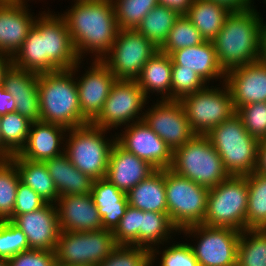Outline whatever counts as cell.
<instances>
[{
  "mask_svg": "<svg viewBox=\"0 0 266 266\" xmlns=\"http://www.w3.org/2000/svg\"><path fill=\"white\" fill-rule=\"evenodd\" d=\"M72 1L71 7L60 15L67 24L78 58L83 60L87 54H93L90 55L93 60H102L111 50L119 29L112 1Z\"/></svg>",
  "mask_w": 266,
  "mask_h": 266,
  "instance_id": "1",
  "label": "cell"
},
{
  "mask_svg": "<svg viewBox=\"0 0 266 266\" xmlns=\"http://www.w3.org/2000/svg\"><path fill=\"white\" fill-rule=\"evenodd\" d=\"M255 7L231 12L212 41L219 66L225 73L259 59L261 32L266 21Z\"/></svg>",
  "mask_w": 266,
  "mask_h": 266,
  "instance_id": "2",
  "label": "cell"
},
{
  "mask_svg": "<svg viewBox=\"0 0 266 266\" xmlns=\"http://www.w3.org/2000/svg\"><path fill=\"white\" fill-rule=\"evenodd\" d=\"M38 93L40 121L67 130L89 124L82 116L75 74L71 69L39 74Z\"/></svg>",
  "mask_w": 266,
  "mask_h": 266,
  "instance_id": "3",
  "label": "cell"
},
{
  "mask_svg": "<svg viewBox=\"0 0 266 266\" xmlns=\"http://www.w3.org/2000/svg\"><path fill=\"white\" fill-rule=\"evenodd\" d=\"M207 136L229 175L246 176L255 172L259 140L247 132L236 113Z\"/></svg>",
  "mask_w": 266,
  "mask_h": 266,
  "instance_id": "4",
  "label": "cell"
},
{
  "mask_svg": "<svg viewBox=\"0 0 266 266\" xmlns=\"http://www.w3.org/2000/svg\"><path fill=\"white\" fill-rule=\"evenodd\" d=\"M109 132L89 123L66 133L64 153L78 170L93 180L106 177L109 155L116 142L115 134L107 137Z\"/></svg>",
  "mask_w": 266,
  "mask_h": 266,
  "instance_id": "5",
  "label": "cell"
},
{
  "mask_svg": "<svg viewBox=\"0 0 266 266\" xmlns=\"http://www.w3.org/2000/svg\"><path fill=\"white\" fill-rule=\"evenodd\" d=\"M170 169L208 189L230 176L208 136L200 134L173 151Z\"/></svg>",
  "mask_w": 266,
  "mask_h": 266,
  "instance_id": "6",
  "label": "cell"
},
{
  "mask_svg": "<svg viewBox=\"0 0 266 266\" xmlns=\"http://www.w3.org/2000/svg\"><path fill=\"white\" fill-rule=\"evenodd\" d=\"M247 208V175H230L209 189L203 224L212 227H229L242 232L246 230Z\"/></svg>",
  "mask_w": 266,
  "mask_h": 266,
  "instance_id": "7",
  "label": "cell"
},
{
  "mask_svg": "<svg viewBox=\"0 0 266 266\" xmlns=\"http://www.w3.org/2000/svg\"><path fill=\"white\" fill-rule=\"evenodd\" d=\"M167 213L173 225L181 231L203 224L209 189L165 169Z\"/></svg>",
  "mask_w": 266,
  "mask_h": 266,
  "instance_id": "8",
  "label": "cell"
},
{
  "mask_svg": "<svg viewBox=\"0 0 266 266\" xmlns=\"http://www.w3.org/2000/svg\"><path fill=\"white\" fill-rule=\"evenodd\" d=\"M179 101L195 134L207 135L236 113L230 90L225 82L215 87L208 84L204 89L187 94Z\"/></svg>",
  "mask_w": 266,
  "mask_h": 266,
  "instance_id": "9",
  "label": "cell"
},
{
  "mask_svg": "<svg viewBox=\"0 0 266 266\" xmlns=\"http://www.w3.org/2000/svg\"><path fill=\"white\" fill-rule=\"evenodd\" d=\"M118 246L111 230L61 231L55 249L56 264L97 266Z\"/></svg>",
  "mask_w": 266,
  "mask_h": 266,
  "instance_id": "10",
  "label": "cell"
},
{
  "mask_svg": "<svg viewBox=\"0 0 266 266\" xmlns=\"http://www.w3.org/2000/svg\"><path fill=\"white\" fill-rule=\"evenodd\" d=\"M187 238L199 266H236L240 231L229 227L192 225L180 231ZM189 236V237H188ZM193 244V245H192Z\"/></svg>",
  "mask_w": 266,
  "mask_h": 266,
  "instance_id": "11",
  "label": "cell"
},
{
  "mask_svg": "<svg viewBox=\"0 0 266 266\" xmlns=\"http://www.w3.org/2000/svg\"><path fill=\"white\" fill-rule=\"evenodd\" d=\"M148 103L149 99L136 80H116L102 110L91 124L110 131L118 130L117 127L142 121Z\"/></svg>",
  "mask_w": 266,
  "mask_h": 266,
  "instance_id": "12",
  "label": "cell"
},
{
  "mask_svg": "<svg viewBox=\"0 0 266 266\" xmlns=\"http://www.w3.org/2000/svg\"><path fill=\"white\" fill-rule=\"evenodd\" d=\"M159 48L136 29H118L109 53L102 59L117 80H136Z\"/></svg>",
  "mask_w": 266,
  "mask_h": 266,
  "instance_id": "13",
  "label": "cell"
},
{
  "mask_svg": "<svg viewBox=\"0 0 266 266\" xmlns=\"http://www.w3.org/2000/svg\"><path fill=\"white\" fill-rule=\"evenodd\" d=\"M50 9L39 12L34 26L42 35L43 73L72 69L80 60L64 18Z\"/></svg>",
  "mask_w": 266,
  "mask_h": 266,
  "instance_id": "14",
  "label": "cell"
},
{
  "mask_svg": "<svg viewBox=\"0 0 266 266\" xmlns=\"http://www.w3.org/2000/svg\"><path fill=\"white\" fill-rule=\"evenodd\" d=\"M90 61V67L78 77L79 67L84 64L79 60L71 69L75 75L82 116L91 123L100 113L117 78L102 60ZM83 62V63H82ZM77 72V73H76Z\"/></svg>",
  "mask_w": 266,
  "mask_h": 266,
  "instance_id": "15",
  "label": "cell"
},
{
  "mask_svg": "<svg viewBox=\"0 0 266 266\" xmlns=\"http://www.w3.org/2000/svg\"><path fill=\"white\" fill-rule=\"evenodd\" d=\"M148 106L143 121L174 151L189 141L195 133L179 100H159Z\"/></svg>",
  "mask_w": 266,
  "mask_h": 266,
  "instance_id": "16",
  "label": "cell"
},
{
  "mask_svg": "<svg viewBox=\"0 0 266 266\" xmlns=\"http://www.w3.org/2000/svg\"><path fill=\"white\" fill-rule=\"evenodd\" d=\"M119 130V134L115 132L116 142L126 151L145 160L155 169L171 167L173 151L143 120Z\"/></svg>",
  "mask_w": 266,
  "mask_h": 266,
  "instance_id": "17",
  "label": "cell"
},
{
  "mask_svg": "<svg viewBox=\"0 0 266 266\" xmlns=\"http://www.w3.org/2000/svg\"><path fill=\"white\" fill-rule=\"evenodd\" d=\"M11 222L26 235L29 249L55 251L61 232L55 204L46 203L36 211L18 215Z\"/></svg>",
  "mask_w": 266,
  "mask_h": 266,
  "instance_id": "18",
  "label": "cell"
},
{
  "mask_svg": "<svg viewBox=\"0 0 266 266\" xmlns=\"http://www.w3.org/2000/svg\"><path fill=\"white\" fill-rule=\"evenodd\" d=\"M235 111L244 105L266 102V65L259 61L231 69L225 74Z\"/></svg>",
  "mask_w": 266,
  "mask_h": 266,
  "instance_id": "19",
  "label": "cell"
},
{
  "mask_svg": "<svg viewBox=\"0 0 266 266\" xmlns=\"http://www.w3.org/2000/svg\"><path fill=\"white\" fill-rule=\"evenodd\" d=\"M27 2L0 3V53L13 57L33 27L36 17Z\"/></svg>",
  "mask_w": 266,
  "mask_h": 266,
  "instance_id": "20",
  "label": "cell"
},
{
  "mask_svg": "<svg viewBox=\"0 0 266 266\" xmlns=\"http://www.w3.org/2000/svg\"><path fill=\"white\" fill-rule=\"evenodd\" d=\"M55 205L60 231L88 232L102 229V218L91 194L59 196Z\"/></svg>",
  "mask_w": 266,
  "mask_h": 266,
  "instance_id": "21",
  "label": "cell"
},
{
  "mask_svg": "<svg viewBox=\"0 0 266 266\" xmlns=\"http://www.w3.org/2000/svg\"><path fill=\"white\" fill-rule=\"evenodd\" d=\"M39 74L15 67L13 64L5 71L2 85L16 102V112L30 121H40V102L38 93Z\"/></svg>",
  "mask_w": 266,
  "mask_h": 266,
  "instance_id": "22",
  "label": "cell"
},
{
  "mask_svg": "<svg viewBox=\"0 0 266 266\" xmlns=\"http://www.w3.org/2000/svg\"><path fill=\"white\" fill-rule=\"evenodd\" d=\"M67 131L65 127L53 123L32 122L26 144L17 155L40 162L60 156L64 153Z\"/></svg>",
  "mask_w": 266,
  "mask_h": 266,
  "instance_id": "23",
  "label": "cell"
},
{
  "mask_svg": "<svg viewBox=\"0 0 266 266\" xmlns=\"http://www.w3.org/2000/svg\"><path fill=\"white\" fill-rule=\"evenodd\" d=\"M155 170L148 162L126 151L115 142L109 155L105 178L116 188L127 194L134 186L146 179Z\"/></svg>",
  "mask_w": 266,
  "mask_h": 266,
  "instance_id": "24",
  "label": "cell"
},
{
  "mask_svg": "<svg viewBox=\"0 0 266 266\" xmlns=\"http://www.w3.org/2000/svg\"><path fill=\"white\" fill-rule=\"evenodd\" d=\"M170 57L172 65H179L181 69L196 72L209 85L210 83L212 85V82L214 85V80L215 83L216 81L225 82L226 73L219 66L212 41H204L199 45L178 49L173 51Z\"/></svg>",
  "mask_w": 266,
  "mask_h": 266,
  "instance_id": "25",
  "label": "cell"
},
{
  "mask_svg": "<svg viewBox=\"0 0 266 266\" xmlns=\"http://www.w3.org/2000/svg\"><path fill=\"white\" fill-rule=\"evenodd\" d=\"M91 195L102 218V229L113 231L129 205L126 193L101 178L94 180Z\"/></svg>",
  "mask_w": 266,
  "mask_h": 266,
  "instance_id": "26",
  "label": "cell"
},
{
  "mask_svg": "<svg viewBox=\"0 0 266 266\" xmlns=\"http://www.w3.org/2000/svg\"><path fill=\"white\" fill-rule=\"evenodd\" d=\"M44 163L59 196L91 194L94 180L78 170L65 153Z\"/></svg>",
  "mask_w": 266,
  "mask_h": 266,
  "instance_id": "27",
  "label": "cell"
},
{
  "mask_svg": "<svg viewBox=\"0 0 266 266\" xmlns=\"http://www.w3.org/2000/svg\"><path fill=\"white\" fill-rule=\"evenodd\" d=\"M172 59L169 54L158 51L143 66L136 79L145 96L157 93L160 100H171Z\"/></svg>",
  "mask_w": 266,
  "mask_h": 266,
  "instance_id": "28",
  "label": "cell"
},
{
  "mask_svg": "<svg viewBox=\"0 0 266 266\" xmlns=\"http://www.w3.org/2000/svg\"><path fill=\"white\" fill-rule=\"evenodd\" d=\"M128 204L148 212L167 213L165 169H156L127 194Z\"/></svg>",
  "mask_w": 266,
  "mask_h": 266,
  "instance_id": "29",
  "label": "cell"
},
{
  "mask_svg": "<svg viewBox=\"0 0 266 266\" xmlns=\"http://www.w3.org/2000/svg\"><path fill=\"white\" fill-rule=\"evenodd\" d=\"M10 160L15 164L22 183L34 190L45 202H57L59 194L44 162L23 159L17 154Z\"/></svg>",
  "mask_w": 266,
  "mask_h": 266,
  "instance_id": "30",
  "label": "cell"
},
{
  "mask_svg": "<svg viewBox=\"0 0 266 266\" xmlns=\"http://www.w3.org/2000/svg\"><path fill=\"white\" fill-rule=\"evenodd\" d=\"M230 13L227 7L213 1L193 0L185 16L200 31L205 41H213Z\"/></svg>",
  "mask_w": 266,
  "mask_h": 266,
  "instance_id": "31",
  "label": "cell"
},
{
  "mask_svg": "<svg viewBox=\"0 0 266 266\" xmlns=\"http://www.w3.org/2000/svg\"><path fill=\"white\" fill-rule=\"evenodd\" d=\"M180 231L173 225L168 213L142 211L140 222V247L151 250L175 240ZM174 234V235H173Z\"/></svg>",
  "mask_w": 266,
  "mask_h": 266,
  "instance_id": "32",
  "label": "cell"
},
{
  "mask_svg": "<svg viewBox=\"0 0 266 266\" xmlns=\"http://www.w3.org/2000/svg\"><path fill=\"white\" fill-rule=\"evenodd\" d=\"M179 16L170 8L157 5L142 19L136 30L160 48Z\"/></svg>",
  "mask_w": 266,
  "mask_h": 266,
  "instance_id": "33",
  "label": "cell"
},
{
  "mask_svg": "<svg viewBox=\"0 0 266 266\" xmlns=\"http://www.w3.org/2000/svg\"><path fill=\"white\" fill-rule=\"evenodd\" d=\"M247 184L246 229H266V176L253 172Z\"/></svg>",
  "mask_w": 266,
  "mask_h": 266,
  "instance_id": "34",
  "label": "cell"
},
{
  "mask_svg": "<svg viewBox=\"0 0 266 266\" xmlns=\"http://www.w3.org/2000/svg\"><path fill=\"white\" fill-rule=\"evenodd\" d=\"M236 266H266V229L240 233Z\"/></svg>",
  "mask_w": 266,
  "mask_h": 266,
  "instance_id": "35",
  "label": "cell"
},
{
  "mask_svg": "<svg viewBox=\"0 0 266 266\" xmlns=\"http://www.w3.org/2000/svg\"><path fill=\"white\" fill-rule=\"evenodd\" d=\"M32 121L18 112L1 116L2 145L12 154H18L25 146Z\"/></svg>",
  "mask_w": 266,
  "mask_h": 266,
  "instance_id": "36",
  "label": "cell"
},
{
  "mask_svg": "<svg viewBox=\"0 0 266 266\" xmlns=\"http://www.w3.org/2000/svg\"><path fill=\"white\" fill-rule=\"evenodd\" d=\"M12 64L26 71L43 73L42 35L34 25L23 41L22 47L12 57Z\"/></svg>",
  "mask_w": 266,
  "mask_h": 266,
  "instance_id": "37",
  "label": "cell"
},
{
  "mask_svg": "<svg viewBox=\"0 0 266 266\" xmlns=\"http://www.w3.org/2000/svg\"><path fill=\"white\" fill-rule=\"evenodd\" d=\"M120 29H136L158 0H111Z\"/></svg>",
  "mask_w": 266,
  "mask_h": 266,
  "instance_id": "38",
  "label": "cell"
},
{
  "mask_svg": "<svg viewBox=\"0 0 266 266\" xmlns=\"http://www.w3.org/2000/svg\"><path fill=\"white\" fill-rule=\"evenodd\" d=\"M172 242L169 241L168 244H165L168 246L160 245L150 250L151 266H154L155 262L157 263V259L159 265L156 266H199L189 242L180 243L173 240ZM163 246H165L164 249H162Z\"/></svg>",
  "mask_w": 266,
  "mask_h": 266,
  "instance_id": "39",
  "label": "cell"
},
{
  "mask_svg": "<svg viewBox=\"0 0 266 266\" xmlns=\"http://www.w3.org/2000/svg\"><path fill=\"white\" fill-rule=\"evenodd\" d=\"M204 41L200 31L191 21L185 15H180L159 51L170 55L173 51L199 45Z\"/></svg>",
  "mask_w": 266,
  "mask_h": 266,
  "instance_id": "40",
  "label": "cell"
},
{
  "mask_svg": "<svg viewBox=\"0 0 266 266\" xmlns=\"http://www.w3.org/2000/svg\"><path fill=\"white\" fill-rule=\"evenodd\" d=\"M20 181L15 164L10 159L0 161V221L7 220L13 214Z\"/></svg>",
  "mask_w": 266,
  "mask_h": 266,
  "instance_id": "41",
  "label": "cell"
},
{
  "mask_svg": "<svg viewBox=\"0 0 266 266\" xmlns=\"http://www.w3.org/2000/svg\"><path fill=\"white\" fill-rule=\"evenodd\" d=\"M150 250L133 245H118L97 266H151Z\"/></svg>",
  "mask_w": 266,
  "mask_h": 266,
  "instance_id": "42",
  "label": "cell"
},
{
  "mask_svg": "<svg viewBox=\"0 0 266 266\" xmlns=\"http://www.w3.org/2000/svg\"><path fill=\"white\" fill-rule=\"evenodd\" d=\"M29 250L26 235L9 220L0 221V259L11 257Z\"/></svg>",
  "mask_w": 266,
  "mask_h": 266,
  "instance_id": "43",
  "label": "cell"
},
{
  "mask_svg": "<svg viewBox=\"0 0 266 266\" xmlns=\"http://www.w3.org/2000/svg\"><path fill=\"white\" fill-rule=\"evenodd\" d=\"M142 210L128 205L125 215L112 231L118 245H133L140 247V222Z\"/></svg>",
  "mask_w": 266,
  "mask_h": 266,
  "instance_id": "44",
  "label": "cell"
},
{
  "mask_svg": "<svg viewBox=\"0 0 266 266\" xmlns=\"http://www.w3.org/2000/svg\"><path fill=\"white\" fill-rule=\"evenodd\" d=\"M207 83L194 71L172 65L171 100H180L187 94L204 89Z\"/></svg>",
  "mask_w": 266,
  "mask_h": 266,
  "instance_id": "45",
  "label": "cell"
},
{
  "mask_svg": "<svg viewBox=\"0 0 266 266\" xmlns=\"http://www.w3.org/2000/svg\"><path fill=\"white\" fill-rule=\"evenodd\" d=\"M236 114L251 136L259 141L266 140V102L244 105L236 110Z\"/></svg>",
  "mask_w": 266,
  "mask_h": 266,
  "instance_id": "46",
  "label": "cell"
},
{
  "mask_svg": "<svg viewBox=\"0 0 266 266\" xmlns=\"http://www.w3.org/2000/svg\"><path fill=\"white\" fill-rule=\"evenodd\" d=\"M46 203L34 190L20 181L17 187L14 211L7 220L12 221L20 214L36 211Z\"/></svg>",
  "mask_w": 266,
  "mask_h": 266,
  "instance_id": "47",
  "label": "cell"
},
{
  "mask_svg": "<svg viewBox=\"0 0 266 266\" xmlns=\"http://www.w3.org/2000/svg\"><path fill=\"white\" fill-rule=\"evenodd\" d=\"M8 266H55V251L29 249L7 260Z\"/></svg>",
  "mask_w": 266,
  "mask_h": 266,
  "instance_id": "48",
  "label": "cell"
},
{
  "mask_svg": "<svg viewBox=\"0 0 266 266\" xmlns=\"http://www.w3.org/2000/svg\"><path fill=\"white\" fill-rule=\"evenodd\" d=\"M192 3L193 0H158V5L170 8L179 15H186Z\"/></svg>",
  "mask_w": 266,
  "mask_h": 266,
  "instance_id": "49",
  "label": "cell"
},
{
  "mask_svg": "<svg viewBox=\"0 0 266 266\" xmlns=\"http://www.w3.org/2000/svg\"><path fill=\"white\" fill-rule=\"evenodd\" d=\"M16 102L13 100L12 95L0 85V116L10 112H16Z\"/></svg>",
  "mask_w": 266,
  "mask_h": 266,
  "instance_id": "50",
  "label": "cell"
},
{
  "mask_svg": "<svg viewBox=\"0 0 266 266\" xmlns=\"http://www.w3.org/2000/svg\"><path fill=\"white\" fill-rule=\"evenodd\" d=\"M227 7L231 12L254 7V0H208Z\"/></svg>",
  "mask_w": 266,
  "mask_h": 266,
  "instance_id": "51",
  "label": "cell"
},
{
  "mask_svg": "<svg viewBox=\"0 0 266 266\" xmlns=\"http://www.w3.org/2000/svg\"><path fill=\"white\" fill-rule=\"evenodd\" d=\"M255 173L266 176V140L259 141Z\"/></svg>",
  "mask_w": 266,
  "mask_h": 266,
  "instance_id": "52",
  "label": "cell"
},
{
  "mask_svg": "<svg viewBox=\"0 0 266 266\" xmlns=\"http://www.w3.org/2000/svg\"><path fill=\"white\" fill-rule=\"evenodd\" d=\"M259 62L266 65V22L263 26L260 38Z\"/></svg>",
  "mask_w": 266,
  "mask_h": 266,
  "instance_id": "53",
  "label": "cell"
},
{
  "mask_svg": "<svg viewBox=\"0 0 266 266\" xmlns=\"http://www.w3.org/2000/svg\"><path fill=\"white\" fill-rule=\"evenodd\" d=\"M12 64V57L9 55L0 53V85L3 81V75L5 71L9 68V66Z\"/></svg>",
  "mask_w": 266,
  "mask_h": 266,
  "instance_id": "54",
  "label": "cell"
},
{
  "mask_svg": "<svg viewBox=\"0 0 266 266\" xmlns=\"http://www.w3.org/2000/svg\"><path fill=\"white\" fill-rule=\"evenodd\" d=\"M0 128H1V116H0ZM13 155L2 145V138L0 132V161L9 160Z\"/></svg>",
  "mask_w": 266,
  "mask_h": 266,
  "instance_id": "55",
  "label": "cell"
},
{
  "mask_svg": "<svg viewBox=\"0 0 266 266\" xmlns=\"http://www.w3.org/2000/svg\"><path fill=\"white\" fill-rule=\"evenodd\" d=\"M0 266H8L7 260L0 259Z\"/></svg>",
  "mask_w": 266,
  "mask_h": 266,
  "instance_id": "56",
  "label": "cell"
},
{
  "mask_svg": "<svg viewBox=\"0 0 266 266\" xmlns=\"http://www.w3.org/2000/svg\"><path fill=\"white\" fill-rule=\"evenodd\" d=\"M3 2H18V0H0V3H3Z\"/></svg>",
  "mask_w": 266,
  "mask_h": 266,
  "instance_id": "57",
  "label": "cell"
},
{
  "mask_svg": "<svg viewBox=\"0 0 266 266\" xmlns=\"http://www.w3.org/2000/svg\"><path fill=\"white\" fill-rule=\"evenodd\" d=\"M30 0H18V2H28Z\"/></svg>",
  "mask_w": 266,
  "mask_h": 266,
  "instance_id": "58",
  "label": "cell"
}]
</instances>
